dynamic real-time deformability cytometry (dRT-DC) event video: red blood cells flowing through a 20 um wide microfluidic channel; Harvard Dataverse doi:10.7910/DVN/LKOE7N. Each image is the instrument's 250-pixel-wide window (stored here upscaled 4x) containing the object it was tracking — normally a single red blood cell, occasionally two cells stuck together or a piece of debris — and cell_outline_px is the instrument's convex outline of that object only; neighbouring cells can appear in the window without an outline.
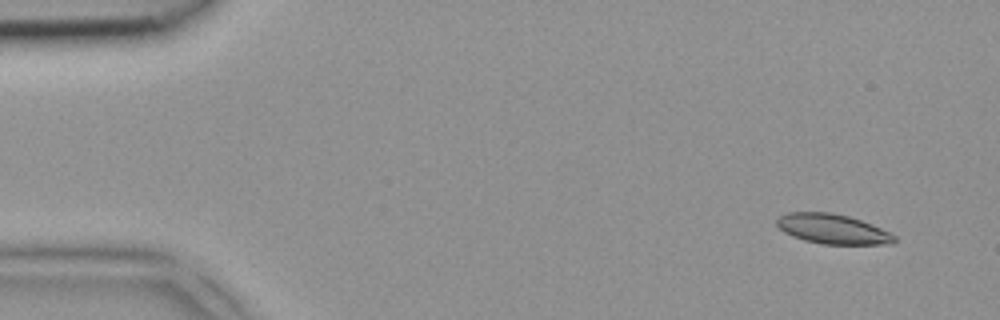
{"species": "common noctule bat (a hibernating species)", "species_latin": "Nyctalus noctula", "temperature_condition": "room temperature", "stored_images_in_passage": 5, "camera_frame_rate_fps": 3000, "um_per_image_px": 0.085, "animal": {"sex": "female", "body_mass_g": 18.4}, "frame": {"image": 1, "passage_image": 2, "time_ms": 0.333, "image_size_px": [1000, 320], "cell_outline_px": [[896, 240], [892, 244], [820, 244], [804, 240], [792, 236], [784, 232], [776, 224], [776, 220], [780, 216], [788, 212], [832, 212], [848, 216], [872, 224], [896, 236]], "centroid_in_image_um": [70.76, 19.46], "position_along_channel_um": 14.2, "area_um2": 20.4}}
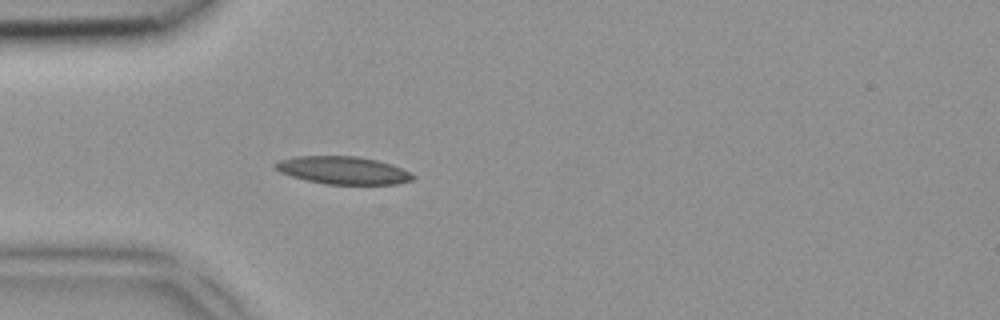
{"frame": {"image": 2, "passage_image": 5, "time_ms": 1.333, "image_size_px": [1000, 320], "cell_outline_px": [[416, 176], [412, 180], [396, 184], [328, 184], [308, 180], [292, 176], [280, 172], [272, 164], [280, 160], [296, 156], [356, 156], [376, 160], [392, 164], [412, 172]], "centroid_in_image_um": [29.2, 14.47], "position_along_channel_um": 55.8, "area_um2": 22.14}}